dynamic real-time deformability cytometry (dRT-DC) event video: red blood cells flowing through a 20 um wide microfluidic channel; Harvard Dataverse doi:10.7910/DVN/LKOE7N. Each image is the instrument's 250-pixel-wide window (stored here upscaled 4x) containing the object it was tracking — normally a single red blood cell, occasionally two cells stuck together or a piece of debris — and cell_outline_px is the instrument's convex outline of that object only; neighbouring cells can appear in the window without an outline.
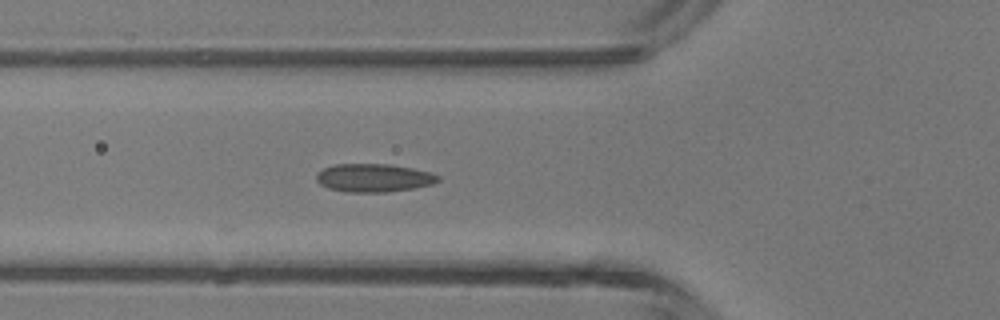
{"species": "common noctule bat (a hibernating species)", "species_latin": "Nyctalus noctula", "temperature_condition": "room temperature", "stored_images_in_passage": 4, "camera_frame_rate_fps": 3000, "um_per_image_px": 0.085, "animal": {"sex": "male", "body_mass_g": 13.3}, "frame": {"image": 1, "passage_image": 4, "time_ms": 1.0, "image_size_px": [1000, 320], "cell_outline_px": [[440, 180], [432, 184], [412, 188], [388, 192], [348, 192], [328, 188], [320, 184], [316, 180], [316, 172], [324, 168], [336, 164], [388, 164], [412, 168], [428, 172], [440, 176]], "centroid_in_image_um": [31.74, 15.12], "position_along_channel_um": 94.1, "area_um2": 19.94}}